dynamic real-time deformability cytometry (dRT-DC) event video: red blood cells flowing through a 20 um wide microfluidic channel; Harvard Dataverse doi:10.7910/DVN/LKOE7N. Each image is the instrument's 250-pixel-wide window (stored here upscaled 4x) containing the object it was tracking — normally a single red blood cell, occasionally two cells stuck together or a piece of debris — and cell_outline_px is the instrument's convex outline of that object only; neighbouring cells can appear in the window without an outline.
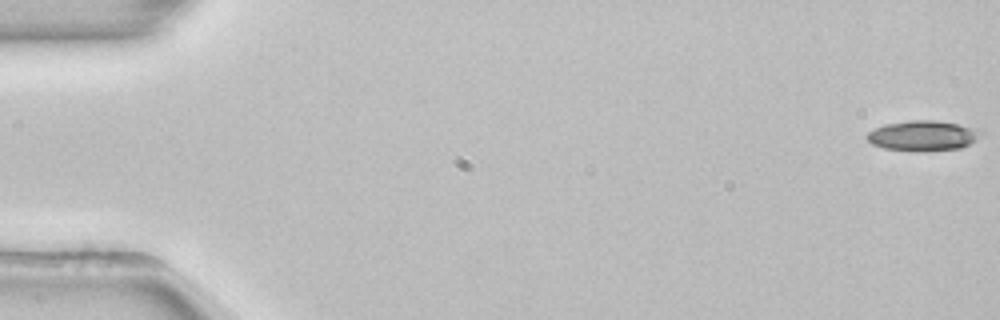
{"species": "common noctule bat (a hibernating species)", "species_latin": "Nyctalus noctula", "temperature_condition": "room temperature", "stored_images_in_passage": 54, "camera_frame_rate_fps": 3000, "um_per_image_px": 0.085, "animal": {"sex": "female", "body_mass_g": 22.7, "forearm_length_mm": 54.2}, "frame": {"image": 1, "passage_image": 1, "time_ms": 0.0, "image_size_px": [1000, 320], "cell_outline_px": [[984, 132], [976, 140], [960, 148], [924, 152], [916, 152], [884, 148], [872, 144], [864, 136], [868, 132], [884, 124], [908, 120], [936, 120], [984, 128]], "centroid_in_image_um": [78.5, 11.53], "position_along_channel_um": 6.5, "area_um2": 20.63}}
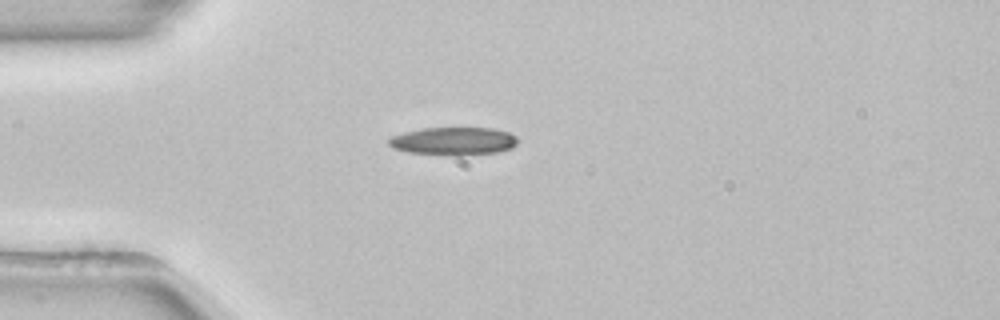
{"frame": {"image": 2, "passage_image": 15, "time_ms": 4.667, "image_size_px": [1000, 320], "cell_outline_px": [[520, 140], [512, 148], [496, 152], [464, 156], [456, 156], [408, 152], [392, 148], [388, 144], [388, 140], [392, 136], [404, 132], [424, 128], [496, 128], [508, 132], [516, 136]], "centroid_in_image_um": [38.58, 12.0], "position_along_channel_um": 46.4, "area_um2": 21.27}}
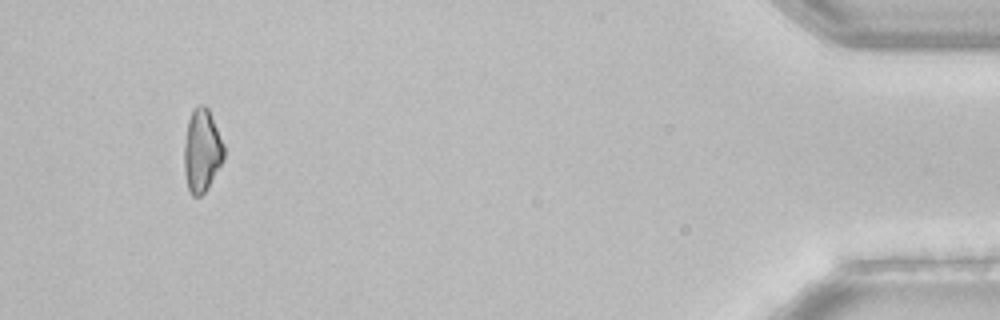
{"frame": {"image": 3, "passage_image": 51, "time_ms": 16.667, "image_size_px": [1000, 320], "cell_outline_px": [[224, 160], [208, 188], [200, 196], [192, 196], [188, 188], [184, 172], [184, 144], [188, 120], [192, 108], [196, 104], [204, 104], [208, 108], [224, 144]], "centroid_in_image_um": [17.16, 12.78], "position_along_channel_um": 418.0, "area_um2": 19.48}, "authors_computed_cell_mechanics": {"area_um2": 20.2878, "velocity_mm_per_s": 3.8679, "shape_relaxation_time_tau1_ms": 10.2463, "shape_relaxation_time_tau2_ms": null, "deformation_change_tau1": 0.2152, "deformation_change_tau2": null}}